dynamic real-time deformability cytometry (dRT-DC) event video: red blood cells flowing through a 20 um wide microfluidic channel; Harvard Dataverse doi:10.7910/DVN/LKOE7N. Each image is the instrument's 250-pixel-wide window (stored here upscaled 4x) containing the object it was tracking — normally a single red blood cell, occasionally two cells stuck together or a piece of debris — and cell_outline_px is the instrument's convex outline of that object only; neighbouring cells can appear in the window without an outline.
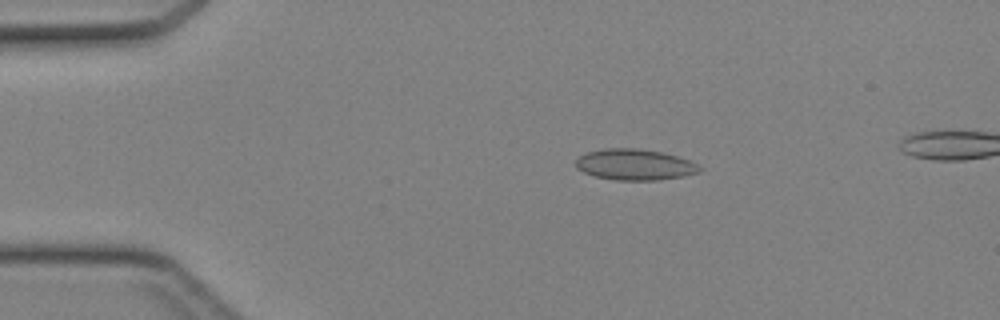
{"species": "Egyptian fruit bat (a non-hibernating species)", "species_latin": "Rousettus aegyptiacus", "temperature_condition": "cold", "stored_images_in_passage": 44, "camera_frame_rate_fps": 3000, "um_per_image_px": 0.085, "animal": {"sex": "female"}, "frame": {"image": 1, "passage_image": 9, "time_ms": 2.667, "image_size_px": [1000, 320], "cell_outline_px": [[704, 168], [700, 172], [684, 176], [656, 180], [616, 180], [596, 176], [584, 172], [576, 168], [576, 160], [580, 156], [588, 152], [604, 148], [636, 148], [664, 152], [688, 160]], "centroid_in_image_um": [53.97, 13.99], "position_along_channel_um": 31.0, "area_um2": 22.31}}
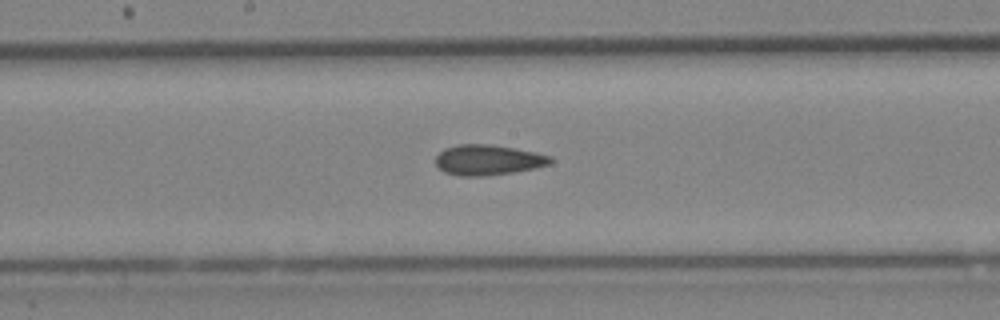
{"frame": {"image": 2, "passage_image": 24, "time_ms": 7.667, "image_size_px": [1000, 320], "cell_outline_px": [[552, 160], [548, 164], [532, 168], [512, 172], [480, 176], [460, 176], [444, 172], [436, 164], [436, 156], [444, 148], [456, 144], [492, 144], [536, 152], [552, 156]], "centroid_in_image_um": [41.44, 13.58], "position_along_channel_um": 206.8, "area_um2": 20.17}}
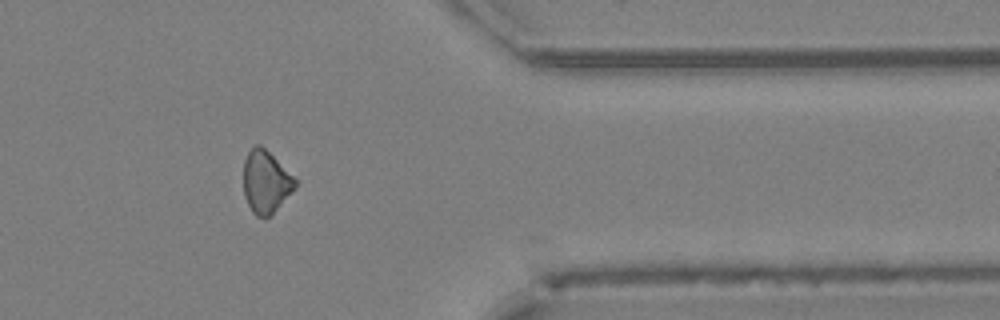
{"frame": {"image": 3, "passage_image": 37, "time_ms": 12.0, "image_size_px": [1000, 320], "cell_outline_px": [[300, 180], [272, 212], [268, 216], [256, 216], [252, 212], [244, 196], [244, 160], [248, 152], [256, 144], [260, 144]], "centroid_in_image_um": [22.59, 15.4], "position_along_channel_um": 388.8, "area_um2": 18.5}}